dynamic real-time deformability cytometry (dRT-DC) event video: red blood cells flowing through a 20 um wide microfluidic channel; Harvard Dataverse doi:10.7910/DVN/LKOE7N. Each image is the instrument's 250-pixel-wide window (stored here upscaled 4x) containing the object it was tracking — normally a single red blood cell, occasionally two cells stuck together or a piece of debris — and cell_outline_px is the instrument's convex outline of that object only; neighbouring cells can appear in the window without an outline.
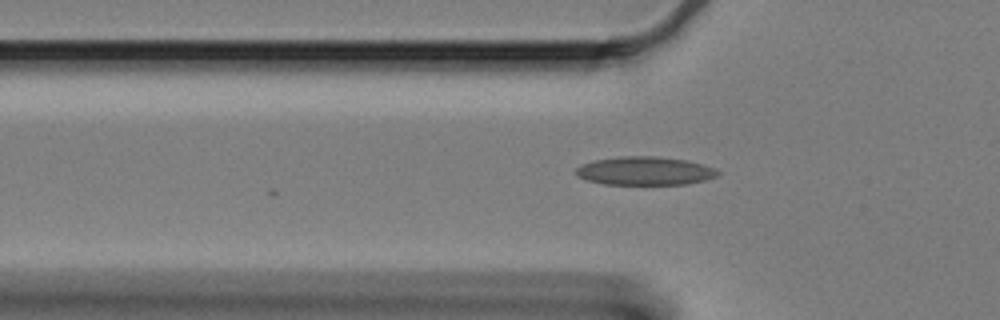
{"species": "Egyptian fruit bat (a non-hibernating species)", "species_latin": "Rousettus aegyptiacus", "temperature_condition": "cold", "stored_images_in_passage": 4, "camera_frame_rate_fps": 3000, "um_per_image_px": 0.085, "animal": {"sex": "female"}, "frame": {"image": 1, "passage_image": 4, "time_ms": 1.0, "image_size_px": [1000, 320], "cell_outline_px": [[720, 172], [716, 176], [704, 180], [684, 184], [604, 184], [588, 180], [576, 176], [576, 168], [580, 164], [596, 160], [620, 156], [656, 156], [688, 160], [704, 164], [716, 168]], "centroid_in_image_um": [54.82, 14.52], "position_along_channel_um": 71.0, "area_um2": 23.52}}